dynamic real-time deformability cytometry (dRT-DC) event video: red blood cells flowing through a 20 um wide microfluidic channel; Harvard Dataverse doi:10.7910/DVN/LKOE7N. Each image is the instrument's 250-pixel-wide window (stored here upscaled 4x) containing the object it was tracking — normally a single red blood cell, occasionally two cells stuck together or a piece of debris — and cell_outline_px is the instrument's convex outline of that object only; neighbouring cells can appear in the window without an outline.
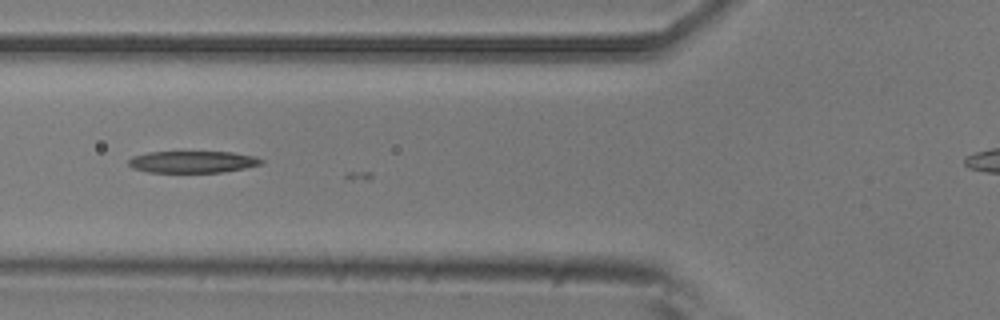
{"species": "common noctule bat (a hibernating species)", "species_latin": "Nyctalus noctula", "temperature_condition": "room temperature", "stored_images_in_passage": 22, "camera_frame_rate_fps": 3000, "um_per_image_px": 0.085, "animal": {"sex": "male", "body_mass_g": 20.5, "forearm_length_mm": 52.5}, "frame": {"image": 1, "passage_image": 20, "time_ms": 6.333, "image_size_px": [1000, 320], "cell_outline_px": [[264, 160], [260, 164], [244, 168], [220, 172], [148, 172], [132, 168], [128, 164], [128, 160], [132, 156], [148, 152], [232, 152], [256, 156]], "centroid_in_image_um": [16.34, 13.75], "position_along_channel_um": 109.5, "area_um2": 16.82}}